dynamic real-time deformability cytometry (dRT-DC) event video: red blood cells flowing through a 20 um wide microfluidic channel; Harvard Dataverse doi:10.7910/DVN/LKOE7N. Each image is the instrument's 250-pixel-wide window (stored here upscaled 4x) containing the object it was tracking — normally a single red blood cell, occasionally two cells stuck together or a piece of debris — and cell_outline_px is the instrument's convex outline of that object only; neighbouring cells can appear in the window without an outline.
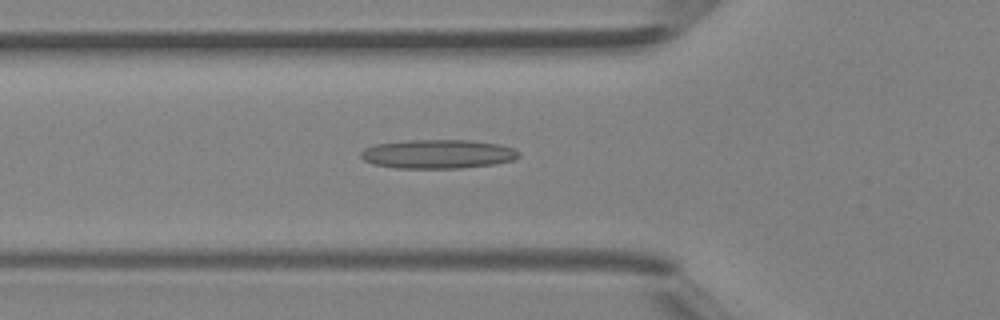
{"species": "Egyptian fruit bat (a non-hibernating species)", "species_latin": "Rousettus aegyptiacus", "temperature_condition": "room temperature", "stored_images_in_passage": 43, "camera_frame_rate_fps": 3000, "um_per_image_px": 0.085, "animal": {"sex": "female"}, "frame": {"image": 1, "passage_image": 15, "time_ms": 4.667, "image_size_px": [1000, 320], "cell_outline_px": [[520, 156], [512, 160], [492, 164], [460, 168], [396, 168], [372, 164], [364, 160], [360, 156], [360, 152], [364, 148], [376, 144], [412, 140], [472, 140], [500, 144], [512, 148], [520, 152]], "centroid_in_image_um": [37.2, 13.09], "position_along_channel_um": 88.6, "area_um2": 26.65}}
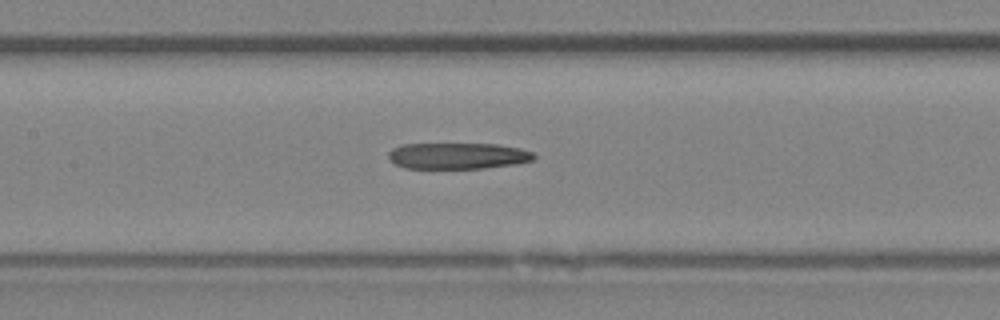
{"frame": {"image": 2, "passage_image": 20, "time_ms": 6.333, "image_size_px": [1000, 320], "cell_outline_px": [[536, 156], [532, 160], [516, 164], [484, 168], [404, 168], [396, 164], [388, 156], [388, 152], [392, 148], [400, 144], [496, 144], [520, 148], [532, 152]], "centroid_in_image_um": [38.9, 13.24], "position_along_channel_um": 168.5, "area_um2": 22.2}}
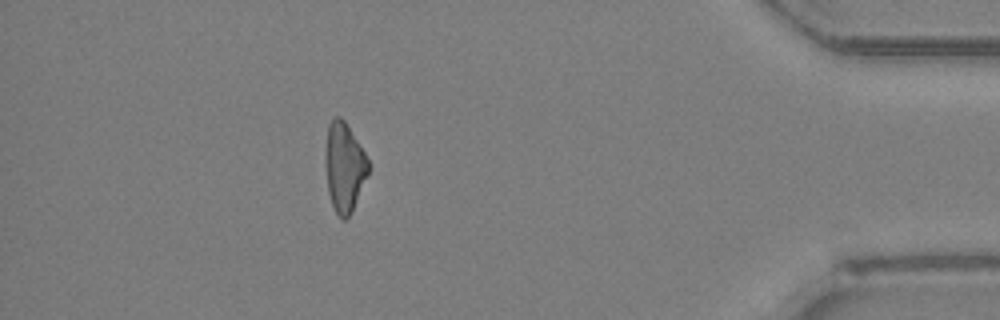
{"frame": {"image": 3, "passage_image": 38, "time_ms": 12.333, "image_size_px": [1000, 320], "cell_outline_px": [[368, 172], [352, 212], [344, 220], [336, 212], [332, 204], [328, 192], [328, 124], [336, 116], [340, 116], [344, 120], [364, 152], [368, 160]], "centroid_in_image_um": [29.3, 14.23], "position_along_channel_um": 405.9, "area_um2": 21.04}}